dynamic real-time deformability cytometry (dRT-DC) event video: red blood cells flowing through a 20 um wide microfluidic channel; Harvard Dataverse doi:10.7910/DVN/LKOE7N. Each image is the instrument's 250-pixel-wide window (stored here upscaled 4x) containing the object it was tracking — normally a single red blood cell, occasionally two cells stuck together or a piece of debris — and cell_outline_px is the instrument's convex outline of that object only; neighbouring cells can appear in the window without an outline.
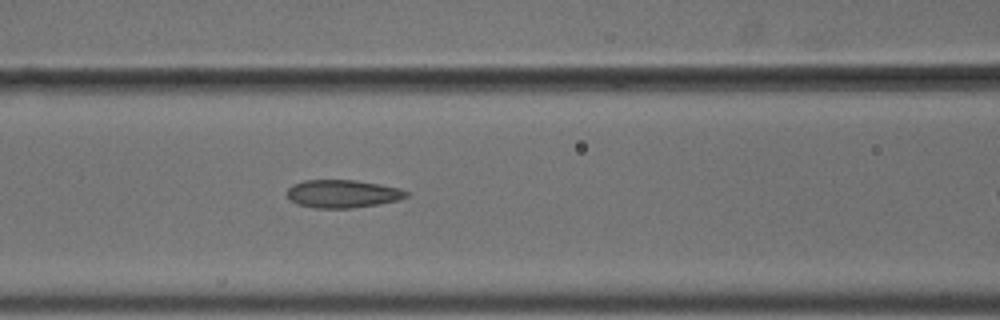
{"species": "common noctule bat (a hibernating species)", "species_latin": "Nyctalus noctula", "temperature_condition": "cold", "stored_images_in_passage": 11, "camera_frame_rate_fps": 3000, "um_per_image_px": 0.085, "animal": {"sex": "male", "body_mass_g": 18.8}, "frame": {"image": 1, "passage_image": 10, "time_ms": 3.0, "image_size_px": [1000, 320], "cell_outline_px": [[408, 196], [396, 200], [376, 204], [352, 208], [312, 208], [296, 204], [288, 200], [288, 188], [292, 184], [304, 180], [356, 180], [380, 184], [400, 188], [408, 192]], "centroid_in_image_um": [29.07, 16.47], "position_along_channel_um": 137.5, "area_um2": 19.48}}